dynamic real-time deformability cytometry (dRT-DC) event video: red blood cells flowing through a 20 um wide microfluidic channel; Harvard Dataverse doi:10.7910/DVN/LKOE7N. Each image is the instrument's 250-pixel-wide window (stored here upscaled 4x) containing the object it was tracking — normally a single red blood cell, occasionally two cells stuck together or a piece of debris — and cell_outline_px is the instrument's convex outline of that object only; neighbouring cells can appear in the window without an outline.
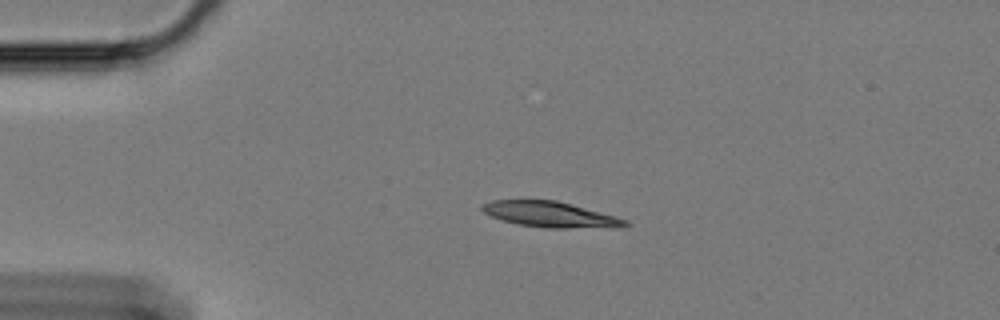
{"species": "Egyptian fruit bat (a non-hibernating species)", "species_latin": "Rousettus aegyptiacus", "temperature_condition": "cold", "stored_images_in_passage": 43, "camera_frame_rate_fps": 3000, "um_per_image_px": 0.085, "animal": {"sex": "female"}, "frame": {"image": 1, "passage_image": 1, "time_ms": 0.0, "image_size_px": [1000, 320], "cell_outline_px": [[632, 224], [620, 228], [548, 228], [516, 224], [492, 216], [484, 212], [480, 208], [484, 204], [492, 200], [556, 200], [572, 204], [616, 216], [628, 220]], "centroid_in_image_um": [46.88, 18.24], "position_along_channel_um": 38.1, "area_um2": 21.5}}
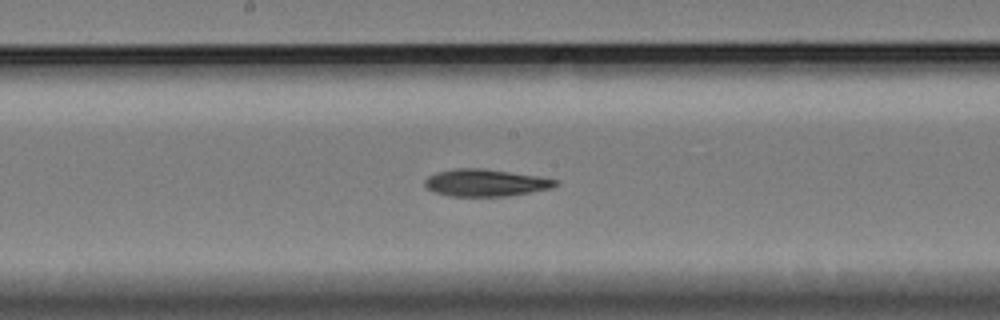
{"frame": {"image": 2, "passage_image": 19, "time_ms": 6.0, "image_size_px": [1000, 320], "cell_outline_px": [[560, 184], [556, 188], [508, 196], [448, 196], [436, 192], [428, 188], [424, 184], [424, 180], [428, 176], [436, 172], [456, 168], [484, 168], [540, 176], [560, 180]], "centroid_in_image_um": [41.36, 15.53], "position_along_channel_um": 206.8, "area_um2": 21.04}}
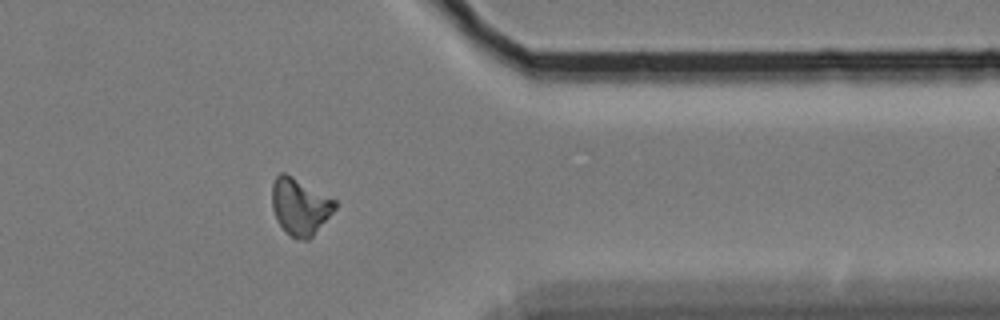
{"frame": {"image": 3, "passage_image": 36, "time_ms": 11.667, "image_size_px": [1000, 320], "cell_outline_px": [[336, 208], [312, 236], [308, 240], [296, 240], [284, 232], [276, 220], [272, 208], [272, 184], [276, 176], [280, 172], [284, 172], [292, 176], [336, 200]], "centroid_in_image_um": [25.46, 17.57], "position_along_channel_um": 385.9, "area_um2": 20.87}}